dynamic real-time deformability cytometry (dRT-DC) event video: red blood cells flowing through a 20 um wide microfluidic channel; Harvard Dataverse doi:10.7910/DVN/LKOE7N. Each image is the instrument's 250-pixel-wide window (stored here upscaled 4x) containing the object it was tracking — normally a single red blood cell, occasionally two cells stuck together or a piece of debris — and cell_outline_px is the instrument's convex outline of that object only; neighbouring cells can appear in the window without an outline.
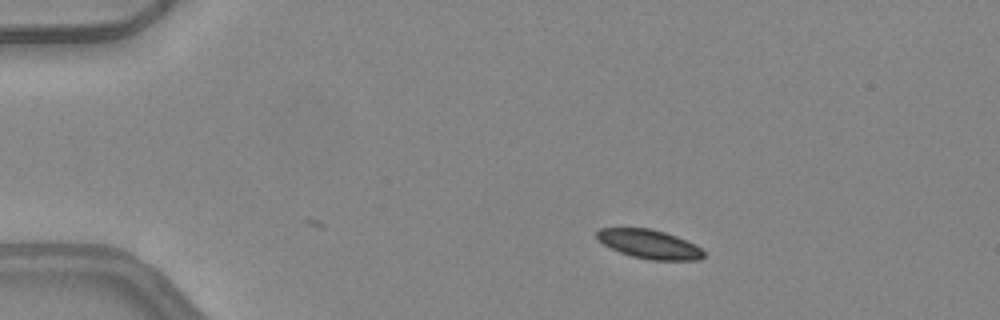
{"species": "common noctule bat (a hibernating species)", "species_latin": "Nyctalus noctula", "temperature_condition": "warm", "stored_images_in_passage": 8, "camera_frame_rate_fps": 3000, "um_per_image_px": 0.085, "animal": {"sex": "female", "body_mass_g": 24.6, "forearm_length_mm": 56.2}, "frame": {"image": 1, "passage_image": 8, "time_ms": 2.333, "image_size_px": [1000, 320], "cell_outline_px": [[704, 256], [700, 260], [652, 260], [632, 256], [620, 252], [596, 240], [596, 232], [600, 228], [648, 228], [664, 232], [676, 236], [696, 244], [704, 252]], "centroid_in_image_um": [55.19, 20.75], "position_along_channel_um": 29.8, "area_um2": 17.98}}